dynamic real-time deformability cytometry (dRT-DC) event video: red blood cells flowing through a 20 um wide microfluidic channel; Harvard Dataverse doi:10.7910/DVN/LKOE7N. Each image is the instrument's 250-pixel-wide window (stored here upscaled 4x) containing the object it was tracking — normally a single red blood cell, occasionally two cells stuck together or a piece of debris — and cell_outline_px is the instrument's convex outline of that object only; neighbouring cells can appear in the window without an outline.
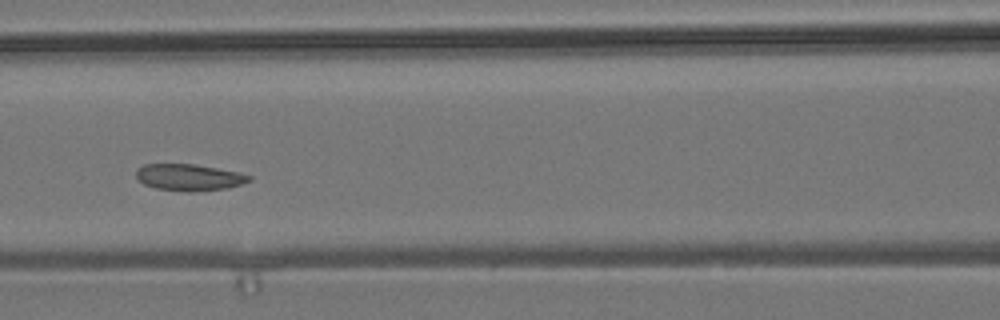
{"species": "common noctule bat (a hibernating species)", "species_latin": "Nyctalus noctula", "temperature_condition": "room temperature", "stored_images_in_passage": 7, "camera_frame_rate_fps": 3000, "um_per_image_px": 0.085, "animal": {"sex": "male", "body_mass_g": 19.2, "forearm_length_mm": 51.8}, "frame": {"image": 1, "passage_image": 6, "time_ms": 5.667, "image_size_px": [1000, 320], "cell_outline_px": [[252, 180], [228, 188], [188, 192], [156, 188], [144, 184], [136, 176], [136, 168], [144, 164], [192, 164], [216, 168], [236, 172], [252, 176]], "centroid_in_image_um": [16.05, 15.07], "position_along_channel_um": 150.6, "area_um2": 17.34}}
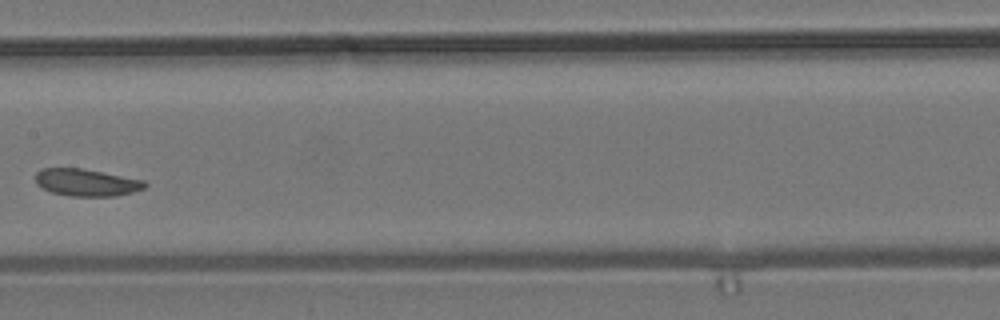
{"frame": {"image": 2, "passage_image": 7, "time_ms": 7.0, "image_size_px": [1000, 320], "cell_outline_px": [[148, 184], [144, 188], [132, 192], [116, 196], [68, 196], [52, 192], [36, 184], [36, 172], [40, 168], [84, 168], [144, 180]], "centroid_in_image_um": [7.35, 15.5], "position_along_channel_um": 200.1, "area_um2": 17.4}}